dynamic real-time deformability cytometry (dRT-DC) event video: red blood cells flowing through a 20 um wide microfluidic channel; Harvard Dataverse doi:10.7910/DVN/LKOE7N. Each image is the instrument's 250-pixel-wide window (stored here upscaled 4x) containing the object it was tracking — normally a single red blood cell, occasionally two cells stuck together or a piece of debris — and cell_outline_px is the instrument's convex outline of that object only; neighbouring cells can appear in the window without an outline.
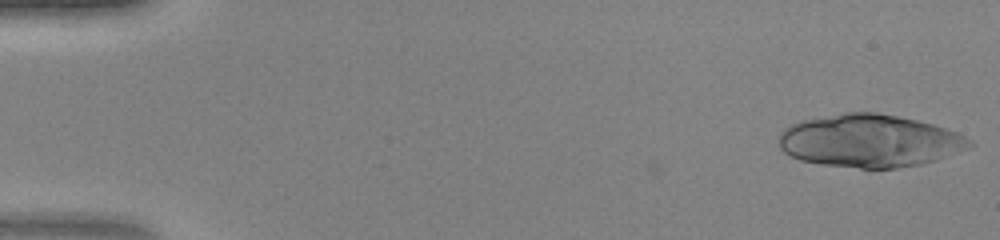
{"species": "human", "species_latin": "Homo sapiens", "temperature_condition": "warm", "stored_images_in_passage": 20, "camera_frame_rate_fps": 3000, "um_per_image_px": 0.085, "donor": {"sex": "female"}, "frame": {"image": 1, "passage_image": 1, "time_ms": 0.0, "image_size_px": [1000, 240], "cell_outline_px": [[976, 144], [968, 148], [936, 160], [920, 164], [896, 168], [860, 168], [824, 164], [800, 160], [784, 152], [780, 148], [780, 132], [784, 128], [792, 124], [804, 120], [844, 112], [876, 112], [916, 120], [932, 124], [956, 132], [972, 140]], "centroid_in_image_um": [73.93, 11.97], "position_along_channel_um": 11.1, "area_um2": 58.2}}
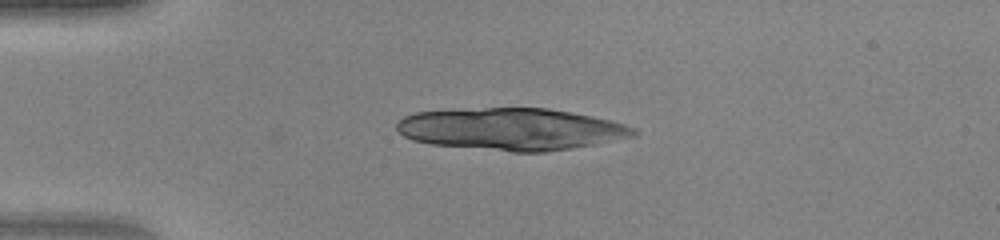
{"frame": {"image": 2, "passage_image": 11, "time_ms": 3.333, "image_size_px": [1000, 240], "cell_outline_px": [[636, 136], [572, 148], [544, 152], [512, 152], [432, 144], [412, 140], [404, 136], [396, 128], [396, 124], [404, 116], [416, 112], [484, 108], [548, 108], [592, 116], [624, 124], [636, 128]], "centroid_in_image_um": [43.47, 10.98], "position_along_channel_um": 41.5, "area_um2": 57.74}}